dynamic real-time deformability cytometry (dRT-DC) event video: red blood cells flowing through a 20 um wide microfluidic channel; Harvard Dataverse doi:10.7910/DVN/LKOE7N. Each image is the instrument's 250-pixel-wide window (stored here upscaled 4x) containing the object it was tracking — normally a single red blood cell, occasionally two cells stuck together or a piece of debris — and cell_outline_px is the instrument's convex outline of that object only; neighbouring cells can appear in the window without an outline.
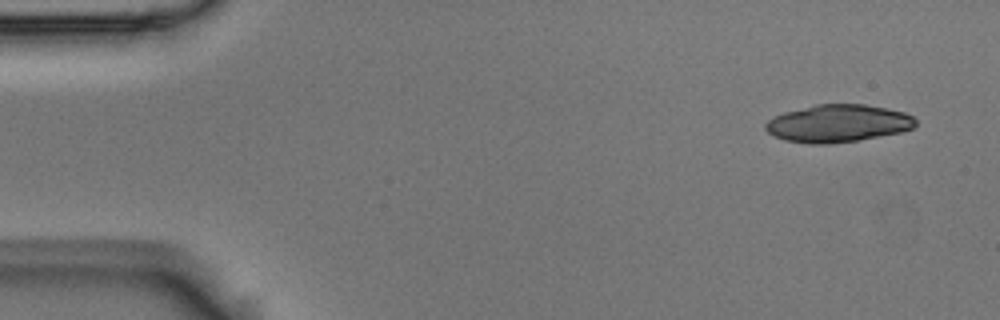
{"species": "Egyptian fruit bat (a non-hibernating species)", "species_latin": "Rousettus aegyptiacus", "temperature_condition": "room temperature", "stored_images_in_passage": 4, "camera_frame_rate_fps": 3000, "um_per_image_px": 0.085, "animal": {"sex": "male"}, "frame": {"image": 1, "passage_image": 1, "time_ms": 0.0, "image_size_px": [1000, 320], "cell_outline_px": [[916, 124], [912, 128], [900, 132], [856, 140], [824, 144], [812, 144], [784, 140], [768, 132], [764, 128], [764, 124], [768, 120], [784, 112], [816, 104], [864, 104], [904, 112], [912, 116], [916, 120]], "centroid_in_image_um": [71.2, 10.48], "position_along_channel_um": 13.8, "area_um2": 32.48}}